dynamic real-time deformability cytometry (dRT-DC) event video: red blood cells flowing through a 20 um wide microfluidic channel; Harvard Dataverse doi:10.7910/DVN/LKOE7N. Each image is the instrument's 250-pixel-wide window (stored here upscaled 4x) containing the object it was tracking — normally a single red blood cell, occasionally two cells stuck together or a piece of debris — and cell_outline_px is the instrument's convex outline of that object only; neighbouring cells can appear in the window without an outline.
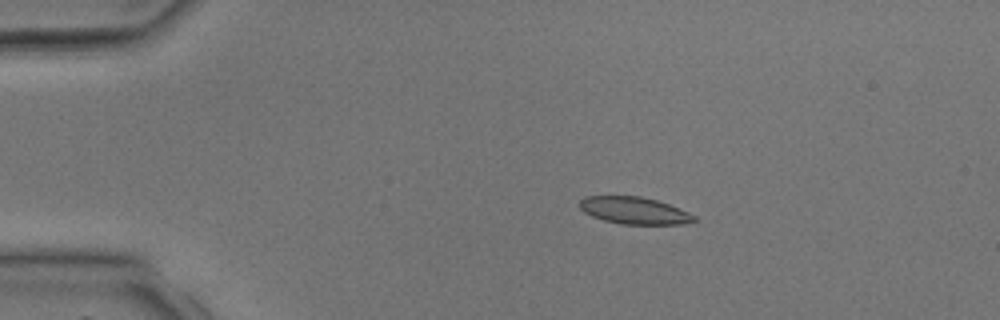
{"species": "common noctule bat (a hibernating species)", "species_latin": "Nyctalus noctula", "temperature_condition": "room temperature", "stored_images_in_passage": 5, "camera_frame_rate_fps": 3000, "um_per_image_px": 0.085, "animal": {"sex": "male", "body_mass_g": 17.9, "forearm_length_mm": 54.2}, "frame": {"image": 1, "passage_image": 2, "time_ms": 1.0, "image_size_px": [1000, 320], "cell_outline_px": [[696, 220], [684, 224], [620, 224], [604, 220], [592, 216], [584, 212], [580, 208], [580, 200], [584, 196], [640, 196], [656, 200], [668, 204], [688, 212], [696, 216]], "centroid_in_image_um": [53.9, 17.89], "position_along_channel_um": 31.1, "area_um2": 17.98}}